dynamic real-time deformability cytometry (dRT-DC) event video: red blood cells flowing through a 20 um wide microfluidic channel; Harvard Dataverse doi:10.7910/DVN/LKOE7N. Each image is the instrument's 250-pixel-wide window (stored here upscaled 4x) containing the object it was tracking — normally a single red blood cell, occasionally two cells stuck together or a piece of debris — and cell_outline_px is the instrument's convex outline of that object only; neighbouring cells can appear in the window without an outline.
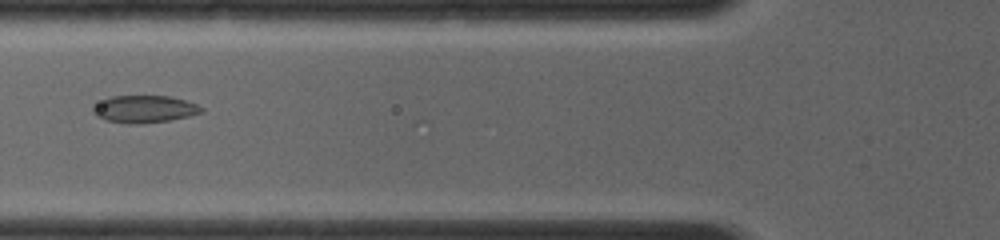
{"species": "common noctule bat (a hibernating species)", "species_latin": "Nyctalus noctula", "temperature_condition": "room temperature", "stored_images_in_passage": 10, "camera_frame_rate_fps": 4000, "um_per_image_px": 0.085, "animal": {"sex": "female", "body_mass_g": 19.0, "forearm_length_mm": 56.7}, "frame": {"image": 1, "passage_image": 2, "time_ms": 0.25, "image_size_px": [1000, 240], "cell_outline_px": [[204, 112], [172, 120], [136, 124], [124, 124], [104, 120], [96, 116], [92, 112], [92, 108], [96, 104], [112, 96], [172, 96], [196, 104], [204, 108]], "centroid_in_image_um": [12.27, 9.28], "position_along_channel_um": 113.5, "area_um2": 17.34}}
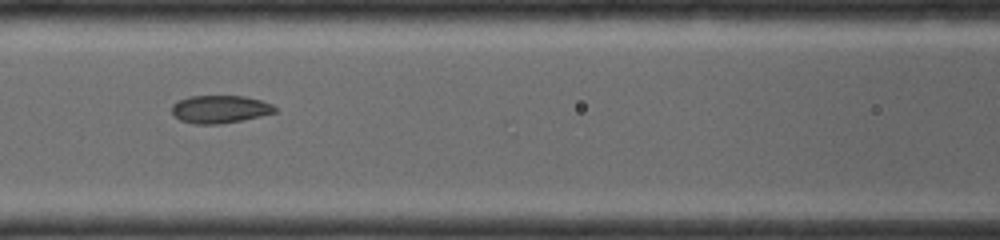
{"frame": {"image": 2, "passage_image": 5, "time_ms": 1.0, "image_size_px": [1000, 240], "cell_outline_px": [[280, 112], [244, 120], [220, 124], [192, 124], [180, 120], [172, 112], [172, 104], [176, 100], [192, 96], [244, 96], [260, 100], [272, 104]], "centroid_in_image_um": [18.72, 9.29], "position_along_channel_um": 147.9, "area_um2": 16.94}}
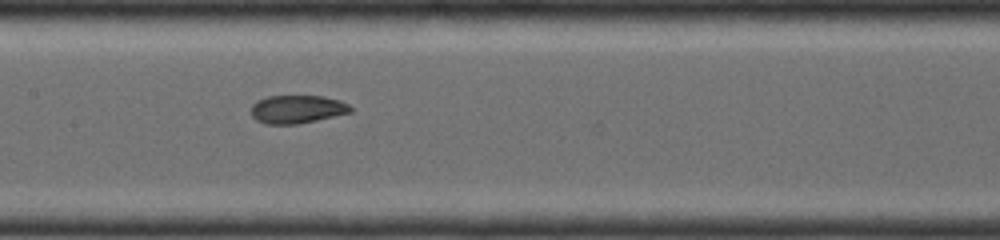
{"frame": {"image": 3, "passage_image": 8, "time_ms": 1.75, "image_size_px": [1000, 240], "cell_outline_px": [[352, 112], [316, 120], [296, 124], [264, 124], [256, 120], [252, 116], [252, 104], [256, 100], [268, 96], [320, 96], [340, 100], [348, 104], [352, 108]], "centroid_in_image_um": [25.23, 9.28], "position_along_channel_um": 182.2, "area_um2": 16.3}}